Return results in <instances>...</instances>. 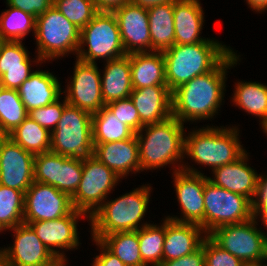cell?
I'll use <instances>...</instances> for the list:
<instances>
[{
    "label": "cell",
    "mask_w": 267,
    "mask_h": 266,
    "mask_svg": "<svg viewBox=\"0 0 267 266\" xmlns=\"http://www.w3.org/2000/svg\"><path fill=\"white\" fill-rule=\"evenodd\" d=\"M96 246L100 247L101 254L95 256L92 266H126L117 256L110 252L99 240L93 239Z\"/></svg>",
    "instance_id": "45"
},
{
    "label": "cell",
    "mask_w": 267,
    "mask_h": 266,
    "mask_svg": "<svg viewBox=\"0 0 267 266\" xmlns=\"http://www.w3.org/2000/svg\"><path fill=\"white\" fill-rule=\"evenodd\" d=\"M34 154L10 137L0 138V184L24 193L34 182Z\"/></svg>",
    "instance_id": "17"
},
{
    "label": "cell",
    "mask_w": 267,
    "mask_h": 266,
    "mask_svg": "<svg viewBox=\"0 0 267 266\" xmlns=\"http://www.w3.org/2000/svg\"><path fill=\"white\" fill-rule=\"evenodd\" d=\"M80 32L75 24L67 20L53 5L36 18L35 39L37 58L33 62L59 59L68 55H75L80 44Z\"/></svg>",
    "instance_id": "6"
},
{
    "label": "cell",
    "mask_w": 267,
    "mask_h": 266,
    "mask_svg": "<svg viewBox=\"0 0 267 266\" xmlns=\"http://www.w3.org/2000/svg\"><path fill=\"white\" fill-rule=\"evenodd\" d=\"M82 175V159L48 151L34 156V181L49 184L72 196Z\"/></svg>",
    "instance_id": "14"
},
{
    "label": "cell",
    "mask_w": 267,
    "mask_h": 266,
    "mask_svg": "<svg viewBox=\"0 0 267 266\" xmlns=\"http://www.w3.org/2000/svg\"><path fill=\"white\" fill-rule=\"evenodd\" d=\"M204 205V231L207 235L221 226L253 218V202L249 198L214 185L207 176Z\"/></svg>",
    "instance_id": "10"
},
{
    "label": "cell",
    "mask_w": 267,
    "mask_h": 266,
    "mask_svg": "<svg viewBox=\"0 0 267 266\" xmlns=\"http://www.w3.org/2000/svg\"><path fill=\"white\" fill-rule=\"evenodd\" d=\"M8 230V228L6 227V226H4L1 222H0V232H4V231H7Z\"/></svg>",
    "instance_id": "50"
},
{
    "label": "cell",
    "mask_w": 267,
    "mask_h": 266,
    "mask_svg": "<svg viewBox=\"0 0 267 266\" xmlns=\"http://www.w3.org/2000/svg\"><path fill=\"white\" fill-rule=\"evenodd\" d=\"M130 98L143 125L159 123L172 116V92L167 85L133 89Z\"/></svg>",
    "instance_id": "23"
},
{
    "label": "cell",
    "mask_w": 267,
    "mask_h": 266,
    "mask_svg": "<svg viewBox=\"0 0 267 266\" xmlns=\"http://www.w3.org/2000/svg\"><path fill=\"white\" fill-rule=\"evenodd\" d=\"M8 137L34 155L50 151L51 132L29 116Z\"/></svg>",
    "instance_id": "32"
},
{
    "label": "cell",
    "mask_w": 267,
    "mask_h": 266,
    "mask_svg": "<svg viewBox=\"0 0 267 266\" xmlns=\"http://www.w3.org/2000/svg\"><path fill=\"white\" fill-rule=\"evenodd\" d=\"M184 132V124L173 116L159 123L144 125L135 134L139 145L140 172L163 168L168 164L173 165V172L182 170ZM175 164L178 166L174 168Z\"/></svg>",
    "instance_id": "2"
},
{
    "label": "cell",
    "mask_w": 267,
    "mask_h": 266,
    "mask_svg": "<svg viewBox=\"0 0 267 266\" xmlns=\"http://www.w3.org/2000/svg\"><path fill=\"white\" fill-rule=\"evenodd\" d=\"M73 210L71 196L49 184L34 181L25 192V224L62 218Z\"/></svg>",
    "instance_id": "15"
},
{
    "label": "cell",
    "mask_w": 267,
    "mask_h": 266,
    "mask_svg": "<svg viewBox=\"0 0 267 266\" xmlns=\"http://www.w3.org/2000/svg\"><path fill=\"white\" fill-rule=\"evenodd\" d=\"M244 266H266V264H245Z\"/></svg>",
    "instance_id": "52"
},
{
    "label": "cell",
    "mask_w": 267,
    "mask_h": 266,
    "mask_svg": "<svg viewBox=\"0 0 267 266\" xmlns=\"http://www.w3.org/2000/svg\"><path fill=\"white\" fill-rule=\"evenodd\" d=\"M8 230L14 233V244L0 249V266H56L61 261L28 224Z\"/></svg>",
    "instance_id": "12"
},
{
    "label": "cell",
    "mask_w": 267,
    "mask_h": 266,
    "mask_svg": "<svg viewBox=\"0 0 267 266\" xmlns=\"http://www.w3.org/2000/svg\"><path fill=\"white\" fill-rule=\"evenodd\" d=\"M101 75L97 63H86L76 58L73 77L62 92L65 94L67 103L91 114L97 113L105 106L101 90Z\"/></svg>",
    "instance_id": "16"
},
{
    "label": "cell",
    "mask_w": 267,
    "mask_h": 266,
    "mask_svg": "<svg viewBox=\"0 0 267 266\" xmlns=\"http://www.w3.org/2000/svg\"><path fill=\"white\" fill-rule=\"evenodd\" d=\"M172 175L183 217L179 218L174 215V217L167 216L166 218L181 223L197 224L204 230L205 175L186 164H183L182 170L175 171Z\"/></svg>",
    "instance_id": "13"
},
{
    "label": "cell",
    "mask_w": 267,
    "mask_h": 266,
    "mask_svg": "<svg viewBox=\"0 0 267 266\" xmlns=\"http://www.w3.org/2000/svg\"><path fill=\"white\" fill-rule=\"evenodd\" d=\"M124 55L126 53L115 15L108 12H98L81 29L76 58L86 63L96 64V60L100 58L106 62Z\"/></svg>",
    "instance_id": "8"
},
{
    "label": "cell",
    "mask_w": 267,
    "mask_h": 266,
    "mask_svg": "<svg viewBox=\"0 0 267 266\" xmlns=\"http://www.w3.org/2000/svg\"><path fill=\"white\" fill-rule=\"evenodd\" d=\"M239 133L236 126H207L192 130L188 137L185 135L184 155L213 171L235 162L246 152L240 143Z\"/></svg>",
    "instance_id": "5"
},
{
    "label": "cell",
    "mask_w": 267,
    "mask_h": 266,
    "mask_svg": "<svg viewBox=\"0 0 267 266\" xmlns=\"http://www.w3.org/2000/svg\"><path fill=\"white\" fill-rule=\"evenodd\" d=\"M93 156L121 179L127 177L130 172L136 174L140 171L139 145L136 135L121 141L94 144Z\"/></svg>",
    "instance_id": "21"
},
{
    "label": "cell",
    "mask_w": 267,
    "mask_h": 266,
    "mask_svg": "<svg viewBox=\"0 0 267 266\" xmlns=\"http://www.w3.org/2000/svg\"><path fill=\"white\" fill-rule=\"evenodd\" d=\"M178 0H130L131 3L139 5L141 7L149 8L151 6L165 4L169 2H176Z\"/></svg>",
    "instance_id": "47"
},
{
    "label": "cell",
    "mask_w": 267,
    "mask_h": 266,
    "mask_svg": "<svg viewBox=\"0 0 267 266\" xmlns=\"http://www.w3.org/2000/svg\"><path fill=\"white\" fill-rule=\"evenodd\" d=\"M232 102L245 112L258 116L260 123L267 117V85L259 82L235 83Z\"/></svg>",
    "instance_id": "31"
},
{
    "label": "cell",
    "mask_w": 267,
    "mask_h": 266,
    "mask_svg": "<svg viewBox=\"0 0 267 266\" xmlns=\"http://www.w3.org/2000/svg\"><path fill=\"white\" fill-rule=\"evenodd\" d=\"M160 266H205L204 249L201 247L194 253L162 262Z\"/></svg>",
    "instance_id": "44"
},
{
    "label": "cell",
    "mask_w": 267,
    "mask_h": 266,
    "mask_svg": "<svg viewBox=\"0 0 267 266\" xmlns=\"http://www.w3.org/2000/svg\"><path fill=\"white\" fill-rule=\"evenodd\" d=\"M218 40L174 44L163 51L165 80L172 92L196 76L212 71L233 49Z\"/></svg>",
    "instance_id": "3"
},
{
    "label": "cell",
    "mask_w": 267,
    "mask_h": 266,
    "mask_svg": "<svg viewBox=\"0 0 267 266\" xmlns=\"http://www.w3.org/2000/svg\"><path fill=\"white\" fill-rule=\"evenodd\" d=\"M257 223V220L252 218L245 222L221 226L208 236L245 264H265L267 234L259 230Z\"/></svg>",
    "instance_id": "9"
},
{
    "label": "cell",
    "mask_w": 267,
    "mask_h": 266,
    "mask_svg": "<svg viewBox=\"0 0 267 266\" xmlns=\"http://www.w3.org/2000/svg\"><path fill=\"white\" fill-rule=\"evenodd\" d=\"M53 5L79 29L85 27L98 13L91 0H54Z\"/></svg>",
    "instance_id": "38"
},
{
    "label": "cell",
    "mask_w": 267,
    "mask_h": 266,
    "mask_svg": "<svg viewBox=\"0 0 267 266\" xmlns=\"http://www.w3.org/2000/svg\"><path fill=\"white\" fill-rule=\"evenodd\" d=\"M3 88H4V87H3V84H2L1 79H0V92H1V90H2Z\"/></svg>",
    "instance_id": "53"
},
{
    "label": "cell",
    "mask_w": 267,
    "mask_h": 266,
    "mask_svg": "<svg viewBox=\"0 0 267 266\" xmlns=\"http://www.w3.org/2000/svg\"><path fill=\"white\" fill-rule=\"evenodd\" d=\"M233 50L210 72L196 76L172 91V116L182 124L208 120L218 113L224 91L226 74L239 61Z\"/></svg>",
    "instance_id": "1"
},
{
    "label": "cell",
    "mask_w": 267,
    "mask_h": 266,
    "mask_svg": "<svg viewBox=\"0 0 267 266\" xmlns=\"http://www.w3.org/2000/svg\"><path fill=\"white\" fill-rule=\"evenodd\" d=\"M31 62L22 41H0V79L3 87L17 90L34 72Z\"/></svg>",
    "instance_id": "24"
},
{
    "label": "cell",
    "mask_w": 267,
    "mask_h": 266,
    "mask_svg": "<svg viewBox=\"0 0 267 266\" xmlns=\"http://www.w3.org/2000/svg\"><path fill=\"white\" fill-rule=\"evenodd\" d=\"M120 179L93 155L83 158L81 181L71 196L74 209L90 217L107 200Z\"/></svg>",
    "instance_id": "11"
},
{
    "label": "cell",
    "mask_w": 267,
    "mask_h": 266,
    "mask_svg": "<svg viewBox=\"0 0 267 266\" xmlns=\"http://www.w3.org/2000/svg\"><path fill=\"white\" fill-rule=\"evenodd\" d=\"M100 242L126 266H146L140 254L137 231L105 235Z\"/></svg>",
    "instance_id": "33"
},
{
    "label": "cell",
    "mask_w": 267,
    "mask_h": 266,
    "mask_svg": "<svg viewBox=\"0 0 267 266\" xmlns=\"http://www.w3.org/2000/svg\"><path fill=\"white\" fill-rule=\"evenodd\" d=\"M93 149L92 114L67 103L51 132L50 151L83 159L93 155Z\"/></svg>",
    "instance_id": "7"
},
{
    "label": "cell",
    "mask_w": 267,
    "mask_h": 266,
    "mask_svg": "<svg viewBox=\"0 0 267 266\" xmlns=\"http://www.w3.org/2000/svg\"><path fill=\"white\" fill-rule=\"evenodd\" d=\"M25 193L0 184V222L8 229L24 223Z\"/></svg>",
    "instance_id": "37"
},
{
    "label": "cell",
    "mask_w": 267,
    "mask_h": 266,
    "mask_svg": "<svg viewBox=\"0 0 267 266\" xmlns=\"http://www.w3.org/2000/svg\"><path fill=\"white\" fill-rule=\"evenodd\" d=\"M208 235L197 224L165 218V240L162 262L178 259L201 248Z\"/></svg>",
    "instance_id": "22"
},
{
    "label": "cell",
    "mask_w": 267,
    "mask_h": 266,
    "mask_svg": "<svg viewBox=\"0 0 267 266\" xmlns=\"http://www.w3.org/2000/svg\"><path fill=\"white\" fill-rule=\"evenodd\" d=\"M54 0H6L8 6L18 8L35 18L53 6Z\"/></svg>",
    "instance_id": "43"
},
{
    "label": "cell",
    "mask_w": 267,
    "mask_h": 266,
    "mask_svg": "<svg viewBox=\"0 0 267 266\" xmlns=\"http://www.w3.org/2000/svg\"><path fill=\"white\" fill-rule=\"evenodd\" d=\"M101 90L104 104L130 97L133 90L129 54L106 61Z\"/></svg>",
    "instance_id": "27"
},
{
    "label": "cell",
    "mask_w": 267,
    "mask_h": 266,
    "mask_svg": "<svg viewBox=\"0 0 267 266\" xmlns=\"http://www.w3.org/2000/svg\"><path fill=\"white\" fill-rule=\"evenodd\" d=\"M61 83L53 73L43 70L34 71L17 89L27 111L47 106L63 94Z\"/></svg>",
    "instance_id": "26"
},
{
    "label": "cell",
    "mask_w": 267,
    "mask_h": 266,
    "mask_svg": "<svg viewBox=\"0 0 267 266\" xmlns=\"http://www.w3.org/2000/svg\"><path fill=\"white\" fill-rule=\"evenodd\" d=\"M250 9L255 10L257 13L267 10V0H246Z\"/></svg>",
    "instance_id": "48"
},
{
    "label": "cell",
    "mask_w": 267,
    "mask_h": 266,
    "mask_svg": "<svg viewBox=\"0 0 267 266\" xmlns=\"http://www.w3.org/2000/svg\"><path fill=\"white\" fill-rule=\"evenodd\" d=\"M258 216L267 229V175L263 174L259 179L257 195L253 202V218L259 220Z\"/></svg>",
    "instance_id": "42"
},
{
    "label": "cell",
    "mask_w": 267,
    "mask_h": 266,
    "mask_svg": "<svg viewBox=\"0 0 267 266\" xmlns=\"http://www.w3.org/2000/svg\"><path fill=\"white\" fill-rule=\"evenodd\" d=\"M201 247L204 249L205 266L245 265V263L241 259L222 249L209 236L204 239Z\"/></svg>",
    "instance_id": "40"
},
{
    "label": "cell",
    "mask_w": 267,
    "mask_h": 266,
    "mask_svg": "<svg viewBox=\"0 0 267 266\" xmlns=\"http://www.w3.org/2000/svg\"><path fill=\"white\" fill-rule=\"evenodd\" d=\"M84 216L89 219L84 212L74 209L71 213L62 218L30 222L28 225L59 260L68 261L62 250L77 249L79 244H81L79 241L77 224L78 219H80V217L82 219Z\"/></svg>",
    "instance_id": "18"
},
{
    "label": "cell",
    "mask_w": 267,
    "mask_h": 266,
    "mask_svg": "<svg viewBox=\"0 0 267 266\" xmlns=\"http://www.w3.org/2000/svg\"><path fill=\"white\" fill-rule=\"evenodd\" d=\"M98 12L113 13L117 9H120L124 5L130 2V0H91Z\"/></svg>",
    "instance_id": "46"
},
{
    "label": "cell",
    "mask_w": 267,
    "mask_h": 266,
    "mask_svg": "<svg viewBox=\"0 0 267 266\" xmlns=\"http://www.w3.org/2000/svg\"><path fill=\"white\" fill-rule=\"evenodd\" d=\"M17 90L3 88L0 92V135L8 136L28 116Z\"/></svg>",
    "instance_id": "35"
},
{
    "label": "cell",
    "mask_w": 267,
    "mask_h": 266,
    "mask_svg": "<svg viewBox=\"0 0 267 266\" xmlns=\"http://www.w3.org/2000/svg\"><path fill=\"white\" fill-rule=\"evenodd\" d=\"M148 185V186H147ZM136 188L111 201H104L89 217L92 239L101 240L105 235L124 231H137L149 223L140 221L148 209L149 184ZM139 225V226H138Z\"/></svg>",
    "instance_id": "4"
},
{
    "label": "cell",
    "mask_w": 267,
    "mask_h": 266,
    "mask_svg": "<svg viewBox=\"0 0 267 266\" xmlns=\"http://www.w3.org/2000/svg\"><path fill=\"white\" fill-rule=\"evenodd\" d=\"M131 82L133 89L154 85H167L163 52L129 54Z\"/></svg>",
    "instance_id": "28"
},
{
    "label": "cell",
    "mask_w": 267,
    "mask_h": 266,
    "mask_svg": "<svg viewBox=\"0 0 267 266\" xmlns=\"http://www.w3.org/2000/svg\"><path fill=\"white\" fill-rule=\"evenodd\" d=\"M151 52H163L175 44L174 2L147 8Z\"/></svg>",
    "instance_id": "29"
},
{
    "label": "cell",
    "mask_w": 267,
    "mask_h": 266,
    "mask_svg": "<svg viewBox=\"0 0 267 266\" xmlns=\"http://www.w3.org/2000/svg\"><path fill=\"white\" fill-rule=\"evenodd\" d=\"M262 127V131L267 135V117L260 123Z\"/></svg>",
    "instance_id": "49"
},
{
    "label": "cell",
    "mask_w": 267,
    "mask_h": 266,
    "mask_svg": "<svg viewBox=\"0 0 267 266\" xmlns=\"http://www.w3.org/2000/svg\"><path fill=\"white\" fill-rule=\"evenodd\" d=\"M137 233L143 263L146 266H160L163 259L165 219L161 225L150 223L137 230Z\"/></svg>",
    "instance_id": "36"
},
{
    "label": "cell",
    "mask_w": 267,
    "mask_h": 266,
    "mask_svg": "<svg viewBox=\"0 0 267 266\" xmlns=\"http://www.w3.org/2000/svg\"><path fill=\"white\" fill-rule=\"evenodd\" d=\"M60 99L61 98L57 99L47 106L32 109L29 111L28 116L42 127L52 132L61 118L64 106L67 104L65 97L62 102L59 101Z\"/></svg>",
    "instance_id": "41"
},
{
    "label": "cell",
    "mask_w": 267,
    "mask_h": 266,
    "mask_svg": "<svg viewBox=\"0 0 267 266\" xmlns=\"http://www.w3.org/2000/svg\"><path fill=\"white\" fill-rule=\"evenodd\" d=\"M93 143H109L132 138L136 133L106 107L92 114Z\"/></svg>",
    "instance_id": "30"
},
{
    "label": "cell",
    "mask_w": 267,
    "mask_h": 266,
    "mask_svg": "<svg viewBox=\"0 0 267 266\" xmlns=\"http://www.w3.org/2000/svg\"><path fill=\"white\" fill-rule=\"evenodd\" d=\"M201 5L199 0L174 2L175 44L190 45L216 40L200 37L205 16Z\"/></svg>",
    "instance_id": "25"
},
{
    "label": "cell",
    "mask_w": 267,
    "mask_h": 266,
    "mask_svg": "<svg viewBox=\"0 0 267 266\" xmlns=\"http://www.w3.org/2000/svg\"><path fill=\"white\" fill-rule=\"evenodd\" d=\"M247 154L246 151L235 162L214 169L212 171L214 176L208 177V180L230 192L244 195L254 202L262 175L247 164L249 156Z\"/></svg>",
    "instance_id": "20"
},
{
    "label": "cell",
    "mask_w": 267,
    "mask_h": 266,
    "mask_svg": "<svg viewBox=\"0 0 267 266\" xmlns=\"http://www.w3.org/2000/svg\"><path fill=\"white\" fill-rule=\"evenodd\" d=\"M68 261H60L56 266H66Z\"/></svg>",
    "instance_id": "51"
},
{
    "label": "cell",
    "mask_w": 267,
    "mask_h": 266,
    "mask_svg": "<svg viewBox=\"0 0 267 266\" xmlns=\"http://www.w3.org/2000/svg\"><path fill=\"white\" fill-rule=\"evenodd\" d=\"M119 120L135 133L140 131L144 125L140 121L137 109L130 97L116 100L105 105Z\"/></svg>",
    "instance_id": "39"
},
{
    "label": "cell",
    "mask_w": 267,
    "mask_h": 266,
    "mask_svg": "<svg viewBox=\"0 0 267 266\" xmlns=\"http://www.w3.org/2000/svg\"><path fill=\"white\" fill-rule=\"evenodd\" d=\"M120 30L125 53L151 52L148 10L134 3H127L113 12Z\"/></svg>",
    "instance_id": "19"
},
{
    "label": "cell",
    "mask_w": 267,
    "mask_h": 266,
    "mask_svg": "<svg viewBox=\"0 0 267 266\" xmlns=\"http://www.w3.org/2000/svg\"><path fill=\"white\" fill-rule=\"evenodd\" d=\"M8 8L0 14V41H21L32 30L35 34L34 16L12 6Z\"/></svg>",
    "instance_id": "34"
}]
</instances>
